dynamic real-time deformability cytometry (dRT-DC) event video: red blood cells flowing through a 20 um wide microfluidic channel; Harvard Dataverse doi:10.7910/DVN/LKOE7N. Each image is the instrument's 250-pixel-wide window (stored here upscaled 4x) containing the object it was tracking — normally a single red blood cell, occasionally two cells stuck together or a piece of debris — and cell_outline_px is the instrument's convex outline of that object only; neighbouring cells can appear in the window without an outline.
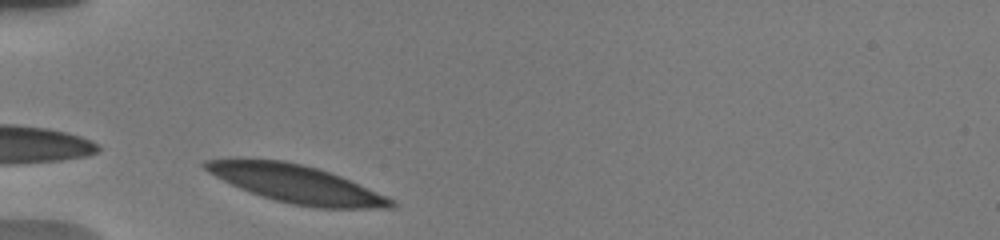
{"species": "human", "species_latin": "Homo sapiens", "temperature_condition": "warm", "stored_images_in_passage": 20, "camera_frame_rate_fps": 3000, "um_per_image_px": 0.085, "donor": {"sex": "male"}, "frame": {"image": 1, "passage_image": 2, "time_ms": 0.333, "image_size_px": [1000, 240], "cell_outline_px": [[396, 204], [392, 208], [316, 208], [292, 204], [276, 200], [240, 188], [208, 172], [200, 164], [204, 160], [232, 156], [240, 156], [284, 160], [316, 168], [340, 176], [388, 196], [396, 200]], "centroid_in_image_um": [25.12, 15.59], "position_along_channel_um": 59.9, "area_um2": 41.44}}
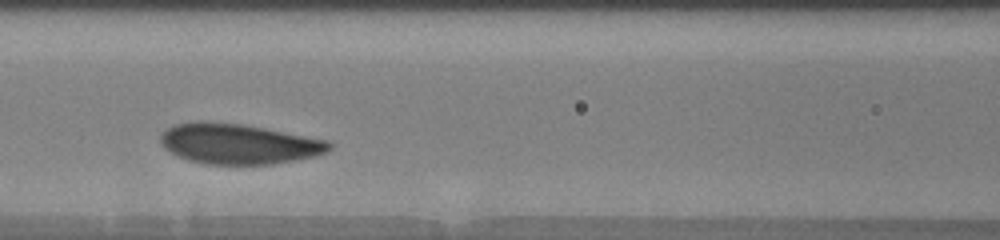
{"frame": {"image": 2, "passage_image": 9, "time_ms": 3.0, "image_size_px": [1000, 240], "cell_outline_px": [[332, 148], [328, 152], [316, 156], [296, 160], [272, 164], [204, 164], [188, 160], [164, 148], [160, 140], [160, 136], [168, 128], [176, 124], [196, 120], [200, 120], [240, 124], [264, 128], [328, 140], [332, 144]], "centroid_in_image_um": [20.3, 12.22], "position_along_channel_um": 146.3, "area_um2": 39.59}}
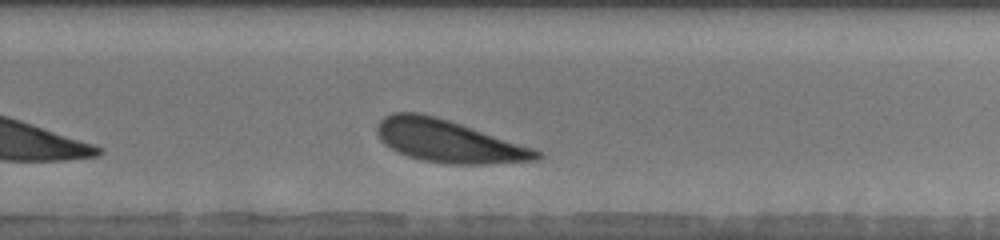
{"frame": {"image": 3, "passage_image": 20, "time_ms": 7.0, "image_size_px": [1000, 240], "cell_outline_px": [[544, 156], [536, 160], [488, 164], [448, 164], [420, 160], [396, 152], [384, 144], [380, 140], [376, 132], [376, 128], [380, 120], [384, 116], [392, 112], [420, 112], [436, 116], [536, 148], [544, 152]], "centroid_in_image_um": [38.13, 12.0], "position_along_channel_um": 291.7, "area_um2": 39.94}}